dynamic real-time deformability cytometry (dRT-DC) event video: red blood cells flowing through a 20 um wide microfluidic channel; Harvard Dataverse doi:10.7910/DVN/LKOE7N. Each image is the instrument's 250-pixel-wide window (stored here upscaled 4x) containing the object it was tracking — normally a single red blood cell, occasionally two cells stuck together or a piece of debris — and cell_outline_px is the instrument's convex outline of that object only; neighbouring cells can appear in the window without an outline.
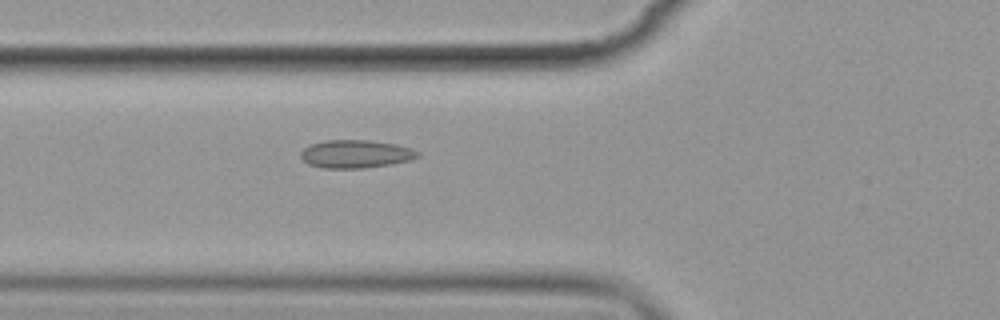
{"species": "common noctule bat (a hibernating species)", "species_latin": "Nyctalus noctula", "temperature_condition": "cold", "stored_images_in_passage": 2, "camera_frame_rate_fps": 3000, "um_per_image_px": 0.085, "animal": {"sex": "female", "body_mass_g": 19.9}, "frame": {"image": 1, "passage_image": 2, "time_ms": 1.0, "image_size_px": [1000, 320], "cell_outline_px": [[420, 156], [408, 160], [392, 164], [364, 168], [324, 168], [308, 164], [300, 156], [300, 152], [304, 148], [312, 144], [324, 140], [368, 140], [396, 144], [412, 148], [420, 152]], "centroid_in_image_um": [30.25, 13.08], "position_along_channel_um": 95.6, "area_um2": 19.13}}